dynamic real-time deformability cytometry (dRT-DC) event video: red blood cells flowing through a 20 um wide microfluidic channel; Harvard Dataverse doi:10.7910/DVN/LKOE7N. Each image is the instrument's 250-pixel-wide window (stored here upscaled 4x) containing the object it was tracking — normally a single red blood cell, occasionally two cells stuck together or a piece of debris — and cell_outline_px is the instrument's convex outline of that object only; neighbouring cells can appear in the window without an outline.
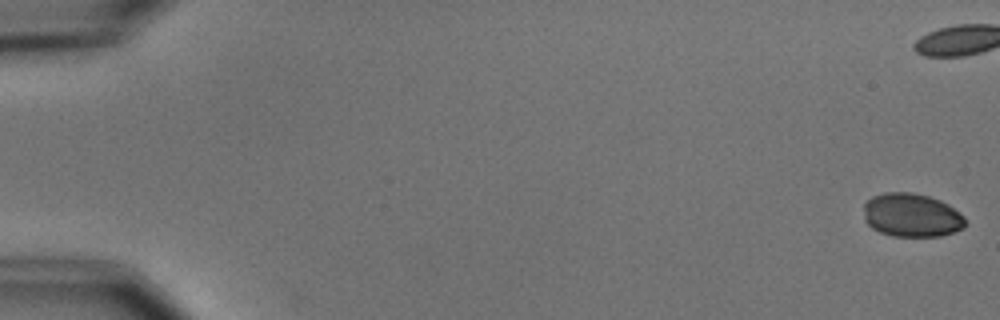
{"species": "common noctule bat (a hibernating species)", "species_latin": "Nyctalus noctula", "temperature_condition": "cold", "stored_images_in_passage": 8, "camera_frame_rate_fps": 3000, "um_per_image_px": 0.085, "animal": {"sex": "male", "body_mass_g": 15.6}, "frame": {"image": 1, "passage_image": 1, "time_ms": 0.0, "image_size_px": [1000, 320], "cell_outline_px": [[968, 224], [964, 228], [940, 236], [892, 236], [880, 232], [872, 228], [864, 220], [864, 204], [872, 196], [884, 192], [912, 192], [928, 196], [940, 200], [948, 204], [960, 212], [964, 216]], "centroid_in_image_um": [77.5, 18.29], "position_along_channel_um": 7.5, "area_um2": 26.07}}
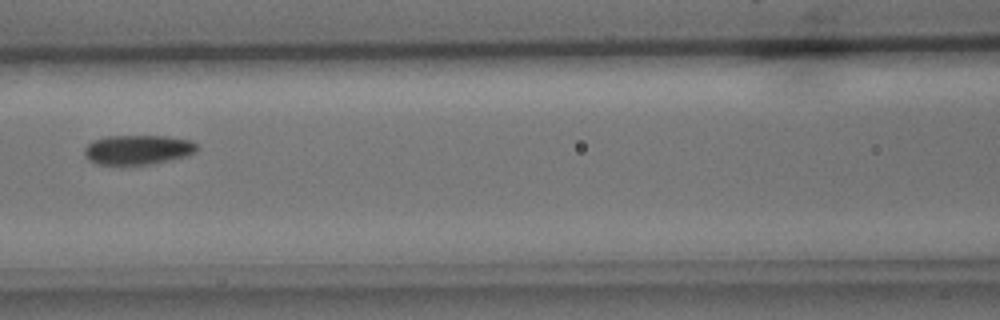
{"frame": {"image": 2, "passage_image": 8, "time_ms": 9.0, "image_size_px": [1000, 320], "cell_outline_px": [[196, 152], [188, 156], [172, 160], [152, 164], [120, 168], [96, 164], [88, 160], [84, 156], [84, 148], [92, 140], [108, 136], [168, 136], [192, 140], [196, 144]], "centroid_in_image_um": [11.67, 12.78], "position_along_channel_um": 154.9, "area_um2": 20.4}}